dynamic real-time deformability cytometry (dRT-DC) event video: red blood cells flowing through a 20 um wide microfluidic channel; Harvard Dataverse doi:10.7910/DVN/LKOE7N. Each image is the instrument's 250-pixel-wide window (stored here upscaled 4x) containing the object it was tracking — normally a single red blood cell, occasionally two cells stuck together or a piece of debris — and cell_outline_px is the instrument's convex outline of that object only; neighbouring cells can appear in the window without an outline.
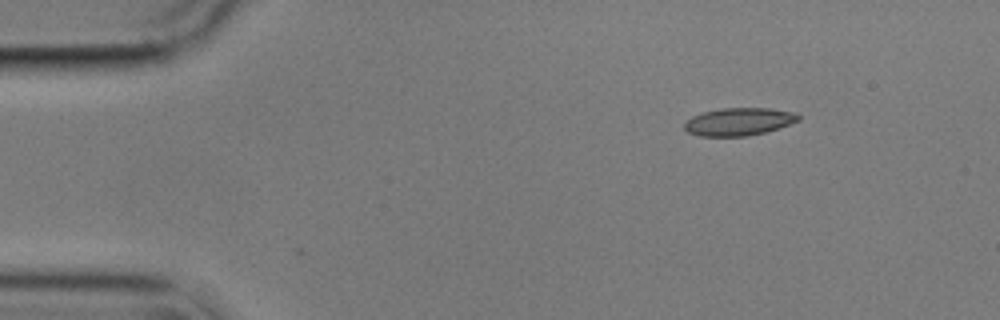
{"species": "common noctule bat (a hibernating species)", "species_latin": "Nyctalus noctula", "temperature_condition": "cold", "stored_images_in_passage": 50, "camera_frame_rate_fps": 3000, "um_per_image_px": 0.085, "animal": {"sex": "male", "body_mass_g": 17.9}, "frame": {"image": 1, "passage_image": 1, "time_ms": 0.0, "image_size_px": [1000, 320], "cell_outline_px": [[800, 120], [764, 132], [748, 136], [700, 136], [688, 132], [684, 128], [684, 124], [692, 116], [704, 112], [720, 108], [768, 108], [796, 112], [800, 116]], "centroid_in_image_um": [62.8, 10.33], "position_along_channel_um": 22.2, "area_um2": 18.26}}
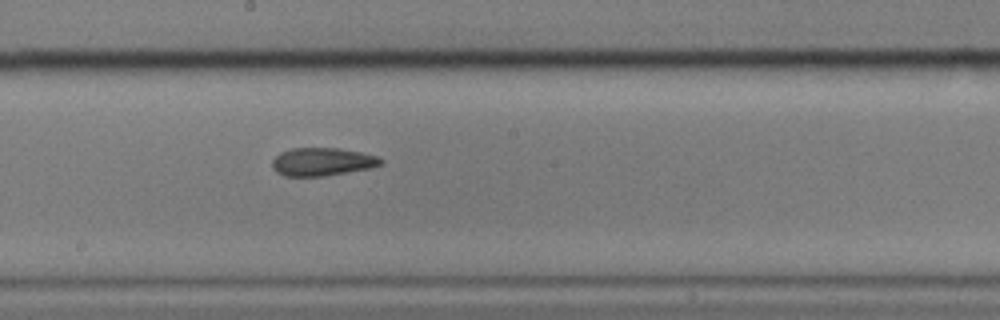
{"frame": {"image": 2, "passage_image": 24, "time_ms": 7.667, "image_size_px": [1000, 320], "cell_outline_px": [[384, 164], [372, 168], [324, 176], [284, 176], [276, 172], [272, 168], [272, 160], [280, 152], [292, 148], [340, 148], [360, 152], [376, 156], [384, 160]], "centroid_in_image_um": [27.4, 13.75], "position_along_channel_um": 220.8, "area_um2": 17.92}}
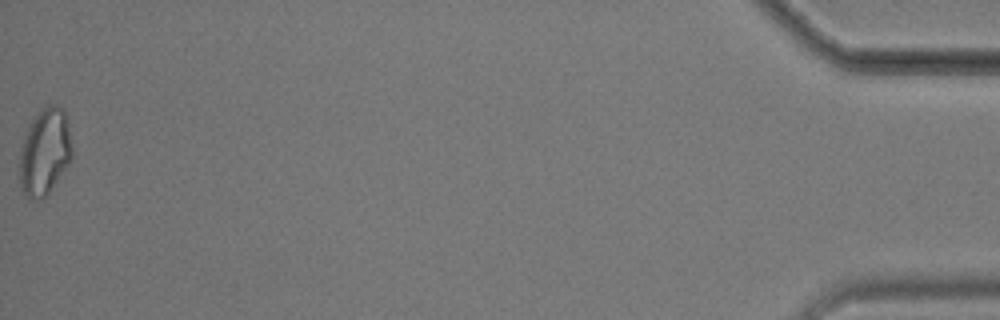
{"frame": {"image": 3, "passage_image": 50, "time_ms": 16.333, "image_size_px": [1000, 320], "cell_outline_px": [[72, 160], [48, 196], [40, 200], [28, 200], [24, 196], [20, 188], [20, 152], [24, 136], [32, 120], [48, 104], [56, 104], [64, 108], [72, 148]], "centroid_in_image_um": [3.81, 12.99], "position_along_channel_um": 431.4, "area_um2": 26.88}, "authors_computed_cell_mechanics": {"area_um2": 18.2648, "velocity_mm_per_s": 3.5509, "shape_relaxation_time_tau1_ms": null, "shape_relaxation_time_tau2_ms": 3.2912, "deformation_change_tau1": null, "deformation_change_tau2": 0.0904}}